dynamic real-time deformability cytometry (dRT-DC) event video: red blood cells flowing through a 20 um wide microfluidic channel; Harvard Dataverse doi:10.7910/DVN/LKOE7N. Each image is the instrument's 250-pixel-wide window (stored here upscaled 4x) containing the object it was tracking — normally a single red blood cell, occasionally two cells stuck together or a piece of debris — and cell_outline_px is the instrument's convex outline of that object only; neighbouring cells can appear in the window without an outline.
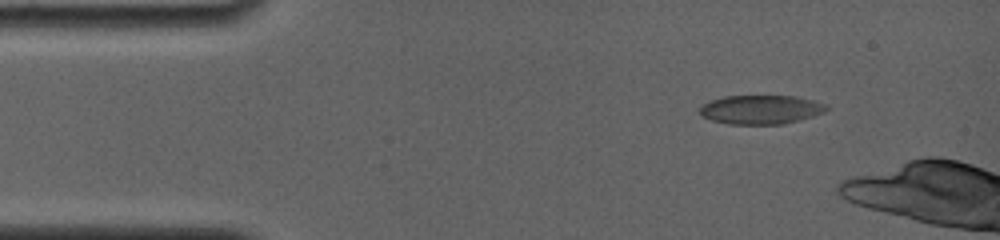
{"species": "common noctule bat (a hibernating species)", "species_latin": "Nyctalus noctula", "temperature_condition": "room temperature", "stored_images_in_passage": 10, "camera_frame_rate_fps": 4000, "um_per_image_px": 0.085, "animal": {"sex": "female", "body_mass_g": 19.0, "forearm_length_mm": 56.7}, "frame": {"image": 1, "passage_image": 4, "time_ms": 1.5, "image_size_px": [1000, 240], "cell_outline_px": [[828, 108], [824, 112], [800, 120], [784, 124], [728, 124], [712, 120], [700, 116], [700, 108], [704, 104], [712, 100], [724, 96], [796, 96], [828, 104]], "centroid_in_image_um": [64.69, 9.32], "position_along_channel_um": 20.3, "area_um2": 21.39}}